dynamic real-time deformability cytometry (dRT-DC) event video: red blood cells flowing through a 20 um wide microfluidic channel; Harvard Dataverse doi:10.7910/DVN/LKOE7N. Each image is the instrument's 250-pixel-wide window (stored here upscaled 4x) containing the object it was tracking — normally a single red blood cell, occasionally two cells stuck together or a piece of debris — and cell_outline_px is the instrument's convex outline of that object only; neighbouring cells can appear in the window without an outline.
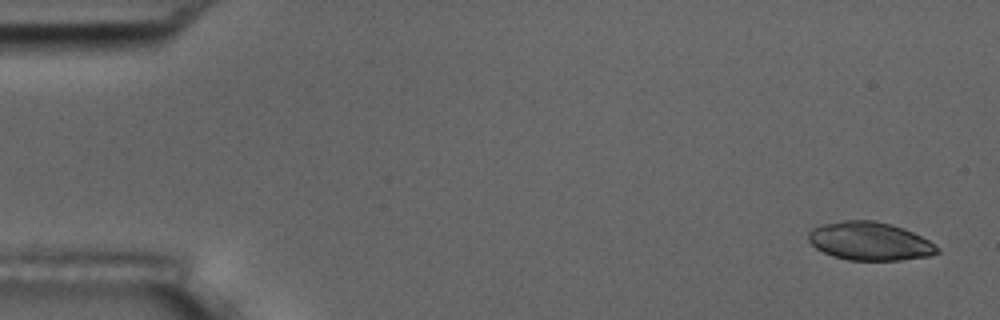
{"species": "common noctule bat (a hibernating species)", "species_latin": "Nyctalus noctula", "temperature_condition": "room temperature", "stored_images_in_passage": 6, "segment_of_instrument_passage": [2, 2], "camera_frame_rate_fps": 3000, "um_per_image_px": 0.085, "animal": {"sex": "male", "body_mass_g": 17.5, "forearm_length_mm": 52.3}, "frame": {"image": 1, "passage_image": 6, "time_ms": 6.0, "image_size_px": [1000, 320], "cell_outline_px": [[940, 252], [928, 256], [900, 260], [848, 260], [832, 256], [816, 248], [808, 240], [808, 232], [812, 228], [820, 224], [844, 220], [876, 220], [892, 224], [904, 228], [928, 240], [940, 248]], "centroid_in_image_um": [73.91, 20.49], "position_along_channel_um": 11.1, "area_um2": 28.9}}